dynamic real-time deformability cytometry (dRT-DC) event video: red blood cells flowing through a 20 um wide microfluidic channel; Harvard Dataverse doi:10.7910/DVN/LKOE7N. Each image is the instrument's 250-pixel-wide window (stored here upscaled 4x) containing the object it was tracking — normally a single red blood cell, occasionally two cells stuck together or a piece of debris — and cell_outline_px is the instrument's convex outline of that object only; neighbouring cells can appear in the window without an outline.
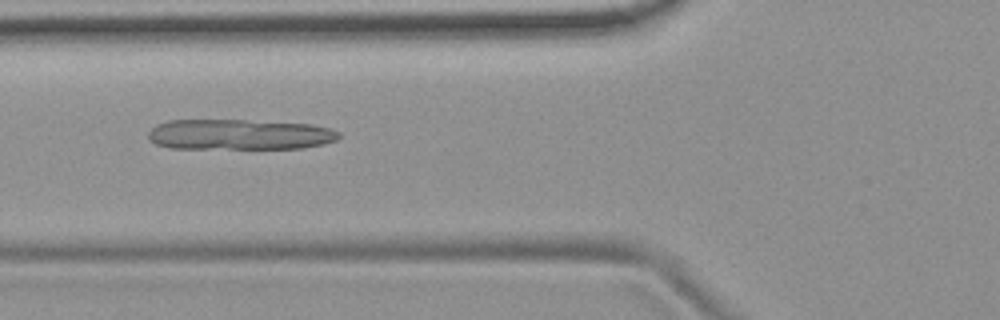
{"species": "common noctule bat (a hibernating species)", "species_latin": "Nyctalus noctula", "temperature_condition": "room temperature", "stored_images_in_passage": 48, "camera_frame_rate_fps": 3000, "um_per_image_px": 0.085, "animal": {"sex": "female", "body_mass_g": 19.9}, "frame": {"image": 1, "passage_image": 15, "time_ms": 4.667, "image_size_px": [1000, 320], "cell_outline_px": [[340, 136], [336, 140], [324, 144], [304, 148], [168, 148], [156, 144], [148, 140], [148, 132], [156, 124], [168, 120], [244, 120], [312, 124], [332, 128], [340, 132]], "centroid_in_image_um": [20.35, 11.43], "position_along_channel_um": 105.4, "area_um2": 34.16}}
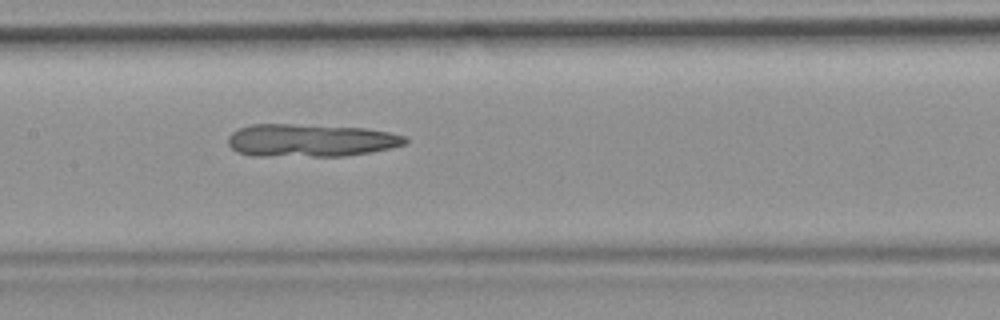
{"frame": {"image": 2, "passage_image": 21, "time_ms": 6.667, "image_size_px": [1000, 320], "cell_outline_px": [[408, 140], [404, 144], [372, 152], [344, 156], [248, 156], [236, 152], [228, 144], [228, 136], [232, 132], [240, 128], [252, 124], [292, 124], [364, 128], [388, 132], [404, 136]], "centroid_in_image_um": [26.33, 11.94], "position_along_channel_um": 181.1, "area_um2": 33.87}}
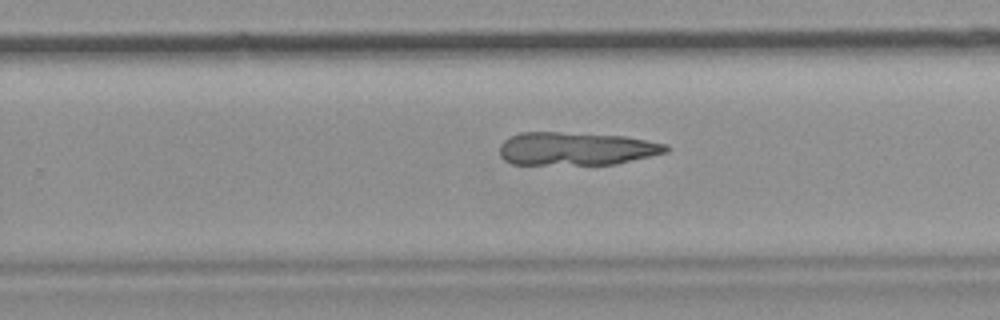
{"frame": {"image": 3, "passage_image": 29, "time_ms": 9.333, "image_size_px": [1000, 320], "cell_outline_px": [[668, 152], [616, 164], [512, 164], [504, 160], [500, 156], [500, 144], [508, 136], [520, 132], [560, 132], [624, 136], [668, 144]], "centroid_in_image_um": [48.95, 12.63], "position_along_channel_um": 280.9, "area_um2": 32.19}}